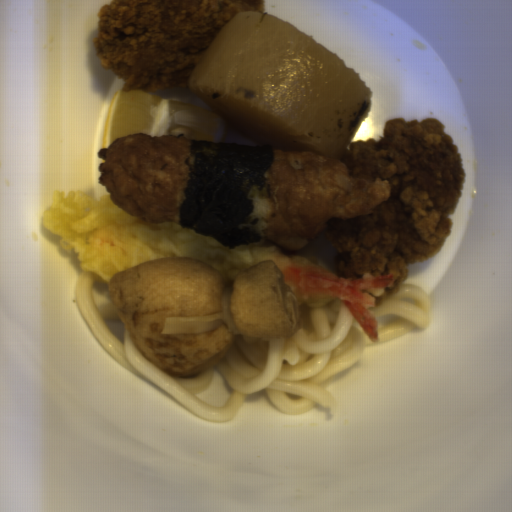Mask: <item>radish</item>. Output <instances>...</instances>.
I'll return each instance as SVG.
<instances>
[{"label":"radish","mask_w":512,"mask_h":512,"mask_svg":"<svg viewBox=\"0 0 512 512\" xmlns=\"http://www.w3.org/2000/svg\"><path fill=\"white\" fill-rule=\"evenodd\" d=\"M187 87L254 143L339 160L373 109L360 73L314 35L260 11L225 24Z\"/></svg>","instance_id":"radish-1"}]
</instances>
